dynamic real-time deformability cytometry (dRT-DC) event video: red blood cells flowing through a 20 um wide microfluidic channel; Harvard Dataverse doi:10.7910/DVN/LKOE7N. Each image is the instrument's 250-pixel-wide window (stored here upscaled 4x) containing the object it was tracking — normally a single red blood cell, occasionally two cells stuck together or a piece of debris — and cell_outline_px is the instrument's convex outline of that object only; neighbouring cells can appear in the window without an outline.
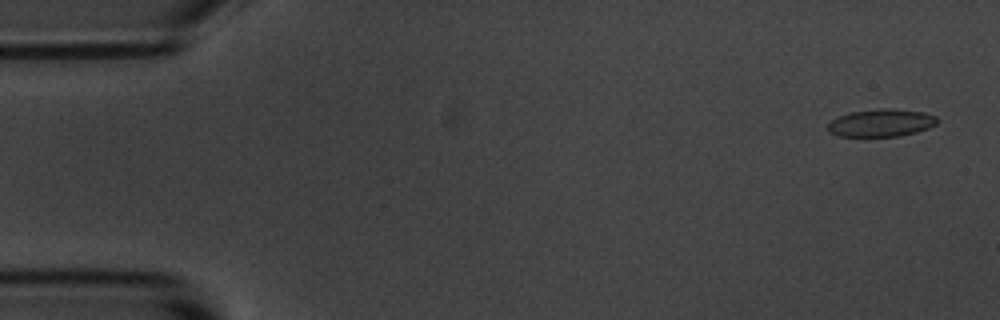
{"species": "common noctule bat (a hibernating species)", "species_latin": "Nyctalus noctula", "temperature_condition": "room temperature", "stored_images_in_passage": 5, "segment_of_instrument_passage": [1, 2], "camera_frame_rate_fps": 3000, "um_per_image_px": 0.085, "animal": {"sex": "male", "body_mass_g": 20.1, "forearm_length_mm": 53.5}, "frame": {"image": 1, "passage_image": 1, "time_ms": 0.0, "image_size_px": [1000, 320], "cell_outline_px": [[940, 120], [936, 124], [928, 128], [916, 132], [900, 136], [840, 136], [828, 132], [828, 124], [832, 120], [848, 112], [876, 108], [892, 108], [924, 112], [936, 116]], "centroid_in_image_um": [74.92, 10.43], "position_along_channel_um": 10.1, "area_um2": 17.74}}